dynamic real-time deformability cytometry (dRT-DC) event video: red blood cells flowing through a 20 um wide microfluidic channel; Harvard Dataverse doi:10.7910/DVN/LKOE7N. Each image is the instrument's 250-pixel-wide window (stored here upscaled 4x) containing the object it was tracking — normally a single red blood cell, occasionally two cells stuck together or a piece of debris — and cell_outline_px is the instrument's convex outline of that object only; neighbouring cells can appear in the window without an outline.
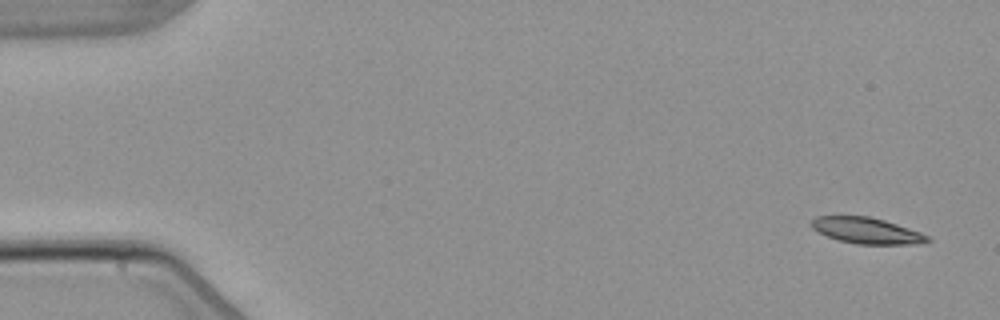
{"species": "common noctule bat (a hibernating species)", "species_latin": "Nyctalus noctula", "temperature_condition": "warm", "stored_images_in_passage": 4, "camera_frame_rate_fps": 3000, "um_per_image_px": 0.085, "animal": {"sex": "male", "body_mass_g": 21.5, "forearm_length_mm": 52.0}, "frame": {"image": 1, "passage_image": 1, "time_ms": 0.0, "image_size_px": [1000, 320], "cell_outline_px": [[932, 240], [916, 244], [856, 244], [840, 240], [828, 236], [812, 228], [808, 224], [816, 216], [868, 216], [884, 220], [920, 232], [928, 236]], "centroid_in_image_um": [73.65, 19.6], "position_along_channel_um": 11.4, "area_um2": 17.46}}